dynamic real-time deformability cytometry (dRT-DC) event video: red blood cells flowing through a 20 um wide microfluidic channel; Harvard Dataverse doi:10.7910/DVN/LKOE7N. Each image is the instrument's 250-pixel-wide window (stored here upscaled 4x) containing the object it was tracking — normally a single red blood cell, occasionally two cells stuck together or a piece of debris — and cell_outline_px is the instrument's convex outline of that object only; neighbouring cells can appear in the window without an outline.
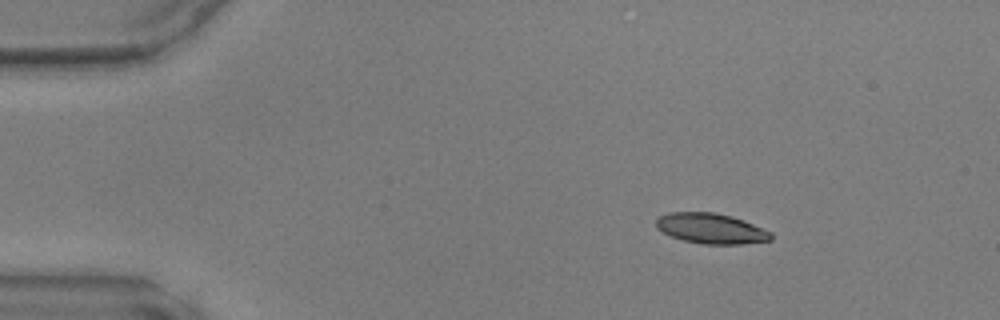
{"species": "common noctule bat (a hibernating species)", "species_latin": "Nyctalus noctula", "temperature_condition": "warm", "stored_images_in_passage": 41, "camera_frame_rate_fps": 3000, "um_per_image_px": 0.085, "animal": {"sex": "male", "body_mass_g": 17.9, "forearm_length_mm": 54.2}, "frame": {"image": 1, "passage_image": 1, "time_ms": 0.0, "image_size_px": [1000, 320], "cell_outline_px": [[772, 240], [740, 244], [704, 244], [684, 240], [672, 236], [656, 228], [656, 220], [660, 216], [668, 212], [716, 212], [732, 216], [772, 232]], "centroid_in_image_um": [60.44, 19.41], "position_along_channel_um": 24.6, "area_um2": 20.17}}
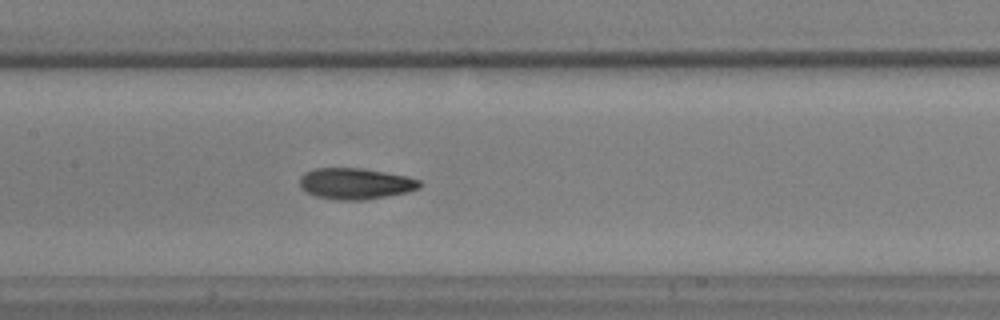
{"frame": {"image": 2, "passage_image": 17, "time_ms": 5.333, "image_size_px": [1000, 320], "cell_outline_px": [[420, 188], [408, 192], [364, 200], [340, 200], [316, 196], [300, 188], [300, 176], [304, 172], [316, 168], [364, 168], [408, 176], [420, 180]], "centroid_in_image_um": [30.22, 15.6], "position_along_channel_um": 177.2, "area_um2": 21.85}}
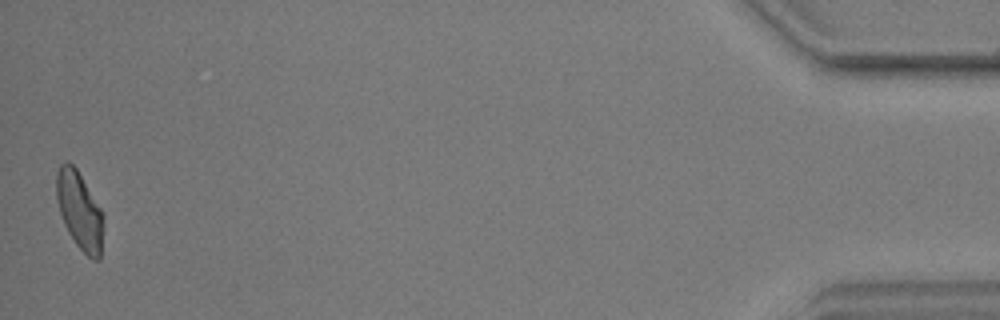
{"frame": {"image": 3, "passage_image": 41, "time_ms": 13.333, "image_size_px": [1000, 320], "cell_outline_px": [[104, 228], [100, 260], [92, 260], [76, 244], [68, 232], [64, 224], [60, 212], [56, 196], [56, 172], [60, 164], [64, 160], [68, 160], [76, 168], [104, 212]], "centroid_in_image_um": [6.78, 17.89], "position_along_channel_um": 428.4, "area_um2": 21.68}}